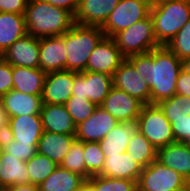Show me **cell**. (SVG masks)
<instances>
[{
    "instance_id": "1",
    "label": "cell",
    "mask_w": 190,
    "mask_h": 191,
    "mask_svg": "<svg viewBox=\"0 0 190 191\" xmlns=\"http://www.w3.org/2000/svg\"><path fill=\"white\" fill-rule=\"evenodd\" d=\"M126 59L149 85L151 104H158L176 94L181 59L166 46H160L148 53L131 55Z\"/></svg>"
},
{
    "instance_id": "2",
    "label": "cell",
    "mask_w": 190,
    "mask_h": 191,
    "mask_svg": "<svg viewBox=\"0 0 190 191\" xmlns=\"http://www.w3.org/2000/svg\"><path fill=\"white\" fill-rule=\"evenodd\" d=\"M24 17L27 33L39 39L61 36L75 24L71 12L44 0H29Z\"/></svg>"
},
{
    "instance_id": "3",
    "label": "cell",
    "mask_w": 190,
    "mask_h": 191,
    "mask_svg": "<svg viewBox=\"0 0 190 191\" xmlns=\"http://www.w3.org/2000/svg\"><path fill=\"white\" fill-rule=\"evenodd\" d=\"M62 36L66 45V70L80 73L86 70L91 53L105 34L101 26L75 23Z\"/></svg>"
},
{
    "instance_id": "4",
    "label": "cell",
    "mask_w": 190,
    "mask_h": 191,
    "mask_svg": "<svg viewBox=\"0 0 190 191\" xmlns=\"http://www.w3.org/2000/svg\"><path fill=\"white\" fill-rule=\"evenodd\" d=\"M150 16L157 42L166 46L190 19V0H163L151 7Z\"/></svg>"
},
{
    "instance_id": "5",
    "label": "cell",
    "mask_w": 190,
    "mask_h": 191,
    "mask_svg": "<svg viewBox=\"0 0 190 191\" xmlns=\"http://www.w3.org/2000/svg\"><path fill=\"white\" fill-rule=\"evenodd\" d=\"M112 39L125 58L131 55L148 53L161 46L157 42L153 20L150 15L115 34Z\"/></svg>"
},
{
    "instance_id": "6",
    "label": "cell",
    "mask_w": 190,
    "mask_h": 191,
    "mask_svg": "<svg viewBox=\"0 0 190 191\" xmlns=\"http://www.w3.org/2000/svg\"><path fill=\"white\" fill-rule=\"evenodd\" d=\"M137 130L158 150L175 142L172 126L157 104L143 106L136 120Z\"/></svg>"
},
{
    "instance_id": "7",
    "label": "cell",
    "mask_w": 190,
    "mask_h": 191,
    "mask_svg": "<svg viewBox=\"0 0 190 191\" xmlns=\"http://www.w3.org/2000/svg\"><path fill=\"white\" fill-rule=\"evenodd\" d=\"M189 186L181 174L157 159L142 169L137 181V191H181Z\"/></svg>"
},
{
    "instance_id": "8",
    "label": "cell",
    "mask_w": 190,
    "mask_h": 191,
    "mask_svg": "<svg viewBox=\"0 0 190 191\" xmlns=\"http://www.w3.org/2000/svg\"><path fill=\"white\" fill-rule=\"evenodd\" d=\"M150 9L151 7L143 0H120L101 28L105 36L113 37L134 23L147 18Z\"/></svg>"
},
{
    "instance_id": "9",
    "label": "cell",
    "mask_w": 190,
    "mask_h": 191,
    "mask_svg": "<svg viewBox=\"0 0 190 191\" xmlns=\"http://www.w3.org/2000/svg\"><path fill=\"white\" fill-rule=\"evenodd\" d=\"M112 87V76L107 74L86 70L74 72L72 95L87 98L97 107L102 105Z\"/></svg>"
},
{
    "instance_id": "10",
    "label": "cell",
    "mask_w": 190,
    "mask_h": 191,
    "mask_svg": "<svg viewBox=\"0 0 190 191\" xmlns=\"http://www.w3.org/2000/svg\"><path fill=\"white\" fill-rule=\"evenodd\" d=\"M145 104L125 91L112 87L101 107L121 123H134Z\"/></svg>"
},
{
    "instance_id": "11",
    "label": "cell",
    "mask_w": 190,
    "mask_h": 191,
    "mask_svg": "<svg viewBox=\"0 0 190 191\" xmlns=\"http://www.w3.org/2000/svg\"><path fill=\"white\" fill-rule=\"evenodd\" d=\"M113 87L125 91L141 102L151 104V91L133 65L125 59L112 75Z\"/></svg>"
},
{
    "instance_id": "12",
    "label": "cell",
    "mask_w": 190,
    "mask_h": 191,
    "mask_svg": "<svg viewBox=\"0 0 190 191\" xmlns=\"http://www.w3.org/2000/svg\"><path fill=\"white\" fill-rule=\"evenodd\" d=\"M125 59L112 37L104 36L91 53L86 71L112 76Z\"/></svg>"
},
{
    "instance_id": "13",
    "label": "cell",
    "mask_w": 190,
    "mask_h": 191,
    "mask_svg": "<svg viewBox=\"0 0 190 191\" xmlns=\"http://www.w3.org/2000/svg\"><path fill=\"white\" fill-rule=\"evenodd\" d=\"M118 123L115 117L98 106L89 118L76 125L75 138L82 142H99Z\"/></svg>"
},
{
    "instance_id": "14",
    "label": "cell",
    "mask_w": 190,
    "mask_h": 191,
    "mask_svg": "<svg viewBox=\"0 0 190 191\" xmlns=\"http://www.w3.org/2000/svg\"><path fill=\"white\" fill-rule=\"evenodd\" d=\"M73 85V71L63 70L46 73L42 93L43 104L64 105L72 96Z\"/></svg>"
},
{
    "instance_id": "15",
    "label": "cell",
    "mask_w": 190,
    "mask_h": 191,
    "mask_svg": "<svg viewBox=\"0 0 190 191\" xmlns=\"http://www.w3.org/2000/svg\"><path fill=\"white\" fill-rule=\"evenodd\" d=\"M40 39L28 33L15 41L1 57L12 66L39 68Z\"/></svg>"
},
{
    "instance_id": "16",
    "label": "cell",
    "mask_w": 190,
    "mask_h": 191,
    "mask_svg": "<svg viewBox=\"0 0 190 191\" xmlns=\"http://www.w3.org/2000/svg\"><path fill=\"white\" fill-rule=\"evenodd\" d=\"M66 45L63 36L40 38L39 68L45 72L66 70Z\"/></svg>"
},
{
    "instance_id": "17",
    "label": "cell",
    "mask_w": 190,
    "mask_h": 191,
    "mask_svg": "<svg viewBox=\"0 0 190 191\" xmlns=\"http://www.w3.org/2000/svg\"><path fill=\"white\" fill-rule=\"evenodd\" d=\"M120 0H80L74 15L75 23L102 26Z\"/></svg>"
},
{
    "instance_id": "18",
    "label": "cell",
    "mask_w": 190,
    "mask_h": 191,
    "mask_svg": "<svg viewBox=\"0 0 190 191\" xmlns=\"http://www.w3.org/2000/svg\"><path fill=\"white\" fill-rule=\"evenodd\" d=\"M104 168L99 174L109 178L138 181L143 167L127 152L118 155H105Z\"/></svg>"
},
{
    "instance_id": "19",
    "label": "cell",
    "mask_w": 190,
    "mask_h": 191,
    "mask_svg": "<svg viewBox=\"0 0 190 191\" xmlns=\"http://www.w3.org/2000/svg\"><path fill=\"white\" fill-rule=\"evenodd\" d=\"M157 160L190 183V143L174 142L157 150Z\"/></svg>"
},
{
    "instance_id": "20",
    "label": "cell",
    "mask_w": 190,
    "mask_h": 191,
    "mask_svg": "<svg viewBox=\"0 0 190 191\" xmlns=\"http://www.w3.org/2000/svg\"><path fill=\"white\" fill-rule=\"evenodd\" d=\"M0 102L9 117L40 114L43 105L42 96L25 94L14 89L4 94Z\"/></svg>"
},
{
    "instance_id": "21",
    "label": "cell",
    "mask_w": 190,
    "mask_h": 191,
    "mask_svg": "<svg viewBox=\"0 0 190 191\" xmlns=\"http://www.w3.org/2000/svg\"><path fill=\"white\" fill-rule=\"evenodd\" d=\"M40 117L44 131L76 135V125L64 105L43 104Z\"/></svg>"
},
{
    "instance_id": "22",
    "label": "cell",
    "mask_w": 190,
    "mask_h": 191,
    "mask_svg": "<svg viewBox=\"0 0 190 191\" xmlns=\"http://www.w3.org/2000/svg\"><path fill=\"white\" fill-rule=\"evenodd\" d=\"M8 124L15 141L38 146L39 139L44 132L40 114L9 117Z\"/></svg>"
},
{
    "instance_id": "23",
    "label": "cell",
    "mask_w": 190,
    "mask_h": 191,
    "mask_svg": "<svg viewBox=\"0 0 190 191\" xmlns=\"http://www.w3.org/2000/svg\"><path fill=\"white\" fill-rule=\"evenodd\" d=\"M75 140L72 135L44 131L39 139L38 153L60 165Z\"/></svg>"
},
{
    "instance_id": "24",
    "label": "cell",
    "mask_w": 190,
    "mask_h": 191,
    "mask_svg": "<svg viewBox=\"0 0 190 191\" xmlns=\"http://www.w3.org/2000/svg\"><path fill=\"white\" fill-rule=\"evenodd\" d=\"M12 76L14 90L42 96L46 73L40 68L13 66Z\"/></svg>"
},
{
    "instance_id": "25",
    "label": "cell",
    "mask_w": 190,
    "mask_h": 191,
    "mask_svg": "<svg viewBox=\"0 0 190 191\" xmlns=\"http://www.w3.org/2000/svg\"><path fill=\"white\" fill-rule=\"evenodd\" d=\"M0 159V190L29 183L26 161L19 160L3 150Z\"/></svg>"
},
{
    "instance_id": "26",
    "label": "cell",
    "mask_w": 190,
    "mask_h": 191,
    "mask_svg": "<svg viewBox=\"0 0 190 191\" xmlns=\"http://www.w3.org/2000/svg\"><path fill=\"white\" fill-rule=\"evenodd\" d=\"M136 131V122H119L106 134L105 137H103L102 140L99 141V145L104 155H118L119 153L126 152L128 143Z\"/></svg>"
},
{
    "instance_id": "27",
    "label": "cell",
    "mask_w": 190,
    "mask_h": 191,
    "mask_svg": "<svg viewBox=\"0 0 190 191\" xmlns=\"http://www.w3.org/2000/svg\"><path fill=\"white\" fill-rule=\"evenodd\" d=\"M26 34L23 14L0 12V56Z\"/></svg>"
},
{
    "instance_id": "28",
    "label": "cell",
    "mask_w": 190,
    "mask_h": 191,
    "mask_svg": "<svg viewBox=\"0 0 190 191\" xmlns=\"http://www.w3.org/2000/svg\"><path fill=\"white\" fill-rule=\"evenodd\" d=\"M86 180L79 174L60 167L56 169L40 184L39 191H80Z\"/></svg>"
},
{
    "instance_id": "29",
    "label": "cell",
    "mask_w": 190,
    "mask_h": 191,
    "mask_svg": "<svg viewBox=\"0 0 190 191\" xmlns=\"http://www.w3.org/2000/svg\"><path fill=\"white\" fill-rule=\"evenodd\" d=\"M126 152L132 154V157L143 168L157 159V149L153 144L138 130L130 139Z\"/></svg>"
},
{
    "instance_id": "30",
    "label": "cell",
    "mask_w": 190,
    "mask_h": 191,
    "mask_svg": "<svg viewBox=\"0 0 190 191\" xmlns=\"http://www.w3.org/2000/svg\"><path fill=\"white\" fill-rule=\"evenodd\" d=\"M29 183L40 185L58 166L47 156L36 153L26 161Z\"/></svg>"
},
{
    "instance_id": "31",
    "label": "cell",
    "mask_w": 190,
    "mask_h": 191,
    "mask_svg": "<svg viewBox=\"0 0 190 191\" xmlns=\"http://www.w3.org/2000/svg\"><path fill=\"white\" fill-rule=\"evenodd\" d=\"M86 183L93 191H137V182L129 179L93 175Z\"/></svg>"
},
{
    "instance_id": "32",
    "label": "cell",
    "mask_w": 190,
    "mask_h": 191,
    "mask_svg": "<svg viewBox=\"0 0 190 191\" xmlns=\"http://www.w3.org/2000/svg\"><path fill=\"white\" fill-rule=\"evenodd\" d=\"M84 162L86 167V181L93 175H99L104 168L105 155L99 142H84Z\"/></svg>"
},
{
    "instance_id": "33",
    "label": "cell",
    "mask_w": 190,
    "mask_h": 191,
    "mask_svg": "<svg viewBox=\"0 0 190 191\" xmlns=\"http://www.w3.org/2000/svg\"><path fill=\"white\" fill-rule=\"evenodd\" d=\"M83 153L84 142L75 140L59 166L73 173L79 174L86 180V167Z\"/></svg>"
},
{
    "instance_id": "34",
    "label": "cell",
    "mask_w": 190,
    "mask_h": 191,
    "mask_svg": "<svg viewBox=\"0 0 190 191\" xmlns=\"http://www.w3.org/2000/svg\"><path fill=\"white\" fill-rule=\"evenodd\" d=\"M75 125L89 118L97 106L87 98L71 96L64 104Z\"/></svg>"
},
{
    "instance_id": "35",
    "label": "cell",
    "mask_w": 190,
    "mask_h": 191,
    "mask_svg": "<svg viewBox=\"0 0 190 191\" xmlns=\"http://www.w3.org/2000/svg\"><path fill=\"white\" fill-rule=\"evenodd\" d=\"M157 105L168 120L170 118H179L184 116V114H190V97L180 94H175L171 98L162 100Z\"/></svg>"
},
{
    "instance_id": "36",
    "label": "cell",
    "mask_w": 190,
    "mask_h": 191,
    "mask_svg": "<svg viewBox=\"0 0 190 191\" xmlns=\"http://www.w3.org/2000/svg\"><path fill=\"white\" fill-rule=\"evenodd\" d=\"M166 47L181 60L190 57V19Z\"/></svg>"
},
{
    "instance_id": "37",
    "label": "cell",
    "mask_w": 190,
    "mask_h": 191,
    "mask_svg": "<svg viewBox=\"0 0 190 191\" xmlns=\"http://www.w3.org/2000/svg\"><path fill=\"white\" fill-rule=\"evenodd\" d=\"M175 142L190 143V114L180 116L179 118H170Z\"/></svg>"
},
{
    "instance_id": "38",
    "label": "cell",
    "mask_w": 190,
    "mask_h": 191,
    "mask_svg": "<svg viewBox=\"0 0 190 191\" xmlns=\"http://www.w3.org/2000/svg\"><path fill=\"white\" fill-rule=\"evenodd\" d=\"M37 147L38 146H34L32 144L18 143L17 141L13 140L9 143L8 146L4 147L2 150L11 154L19 160L28 161L38 152Z\"/></svg>"
},
{
    "instance_id": "39",
    "label": "cell",
    "mask_w": 190,
    "mask_h": 191,
    "mask_svg": "<svg viewBox=\"0 0 190 191\" xmlns=\"http://www.w3.org/2000/svg\"><path fill=\"white\" fill-rule=\"evenodd\" d=\"M13 66L0 56V98L13 89Z\"/></svg>"
},
{
    "instance_id": "40",
    "label": "cell",
    "mask_w": 190,
    "mask_h": 191,
    "mask_svg": "<svg viewBox=\"0 0 190 191\" xmlns=\"http://www.w3.org/2000/svg\"><path fill=\"white\" fill-rule=\"evenodd\" d=\"M29 0H0V12L25 14Z\"/></svg>"
},
{
    "instance_id": "41",
    "label": "cell",
    "mask_w": 190,
    "mask_h": 191,
    "mask_svg": "<svg viewBox=\"0 0 190 191\" xmlns=\"http://www.w3.org/2000/svg\"><path fill=\"white\" fill-rule=\"evenodd\" d=\"M176 94L190 97V74L181 70L176 84Z\"/></svg>"
},
{
    "instance_id": "42",
    "label": "cell",
    "mask_w": 190,
    "mask_h": 191,
    "mask_svg": "<svg viewBox=\"0 0 190 191\" xmlns=\"http://www.w3.org/2000/svg\"><path fill=\"white\" fill-rule=\"evenodd\" d=\"M52 6L63 8L75 15L80 0H44Z\"/></svg>"
},
{
    "instance_id": "43",
    "label": "cell",
    "mask_w": 190,
    "mask_h": 191,
    "mask_svg": "<svg viewBox=\"0 0 190 191\" xmlns=\"http://www.w3.org/2000/svg\"><path fill=\"white\" fill-rule=\"evenodd\" d=\"M13 140L14 137L10 125L6 124L0 127V148L3 149L4 147L8 146Z\"/></svg>"
},
{
    "instance_id": "44",
    "label": "cell",
    "mask_w": 190,
    "mask_h": 191,
    "mask_svg": "<svg viewBox=\"0 0 190 191\" xmlns=\"http://www.w3.org/2000/svg\"><path fill=\"white\" fill-rule=\"evenodd\" d=\"M0 191H39V190L37 185L27 183V184H21V185H13V186L1 189Z\"/></svg>"
},
{
    "instance_id": "45",
    "label": "cell",
    "mask_w": 190,
    "mask_h": 191,
    "mask_svg": "<svg viewBox=\"0 0 190 191\" xmlns=\"http://www.w3.org/2000/svg\"><path fill=\"white\" fill-rule=\"evenodd\" d=\"M9 116L7 112L3 109L2 103L0 102V127L8 124Z\"/></svg>"
},
{
    "instance_id": "46",
    "label": "cell",
    "mask_w": 190,
    "mask_h": 191,
    "mask_svg": "<svg viewBox=\"0 0 190 191\" xmlns=\"http://www.w3.org/2000/svg\"><path fill=\"white\" fill-rule=\"evenodd\" d=\"M181 70L190 74V57L181 60Z\"/></svg>"
},
{
    "instance_id": "47",
    "label": "cell",
    "mask_w": 190,
    "mask_h": 191,
    "mask_svg": "<svg viewBox=\"0 0 190 191\" xmlns=\"http://www.w3.org/2000/svg\"><path fill=\"white\" fill-rule=\"evenodd\" d=\"M143 1H145L150 7H152L159 4L163 0H143Z\"/></svg>"
},
{
    "instance_id": "48",
    "label": "cell",
    "mask_w": 190,
    "mask_h": 191,
    "mask_svg": "<svg viewBox=\"0 0 190 191\" xmlns=\"http://www.w3.org/2000/svg\"><path fill=\"white\" fill-rule=\"evenodd\" d=\"M80 191H93L91 187L86 183Z\"/></svg>"
},
{
    "instance_id": "49",
    "label": "cell",
    "mask_w": 190,
    "mask_h": 191,
    "mask_svg": "<svg viewBox=\"0 0 190 191\" xmlns=\"http://www.w3.org/2000/svg\"><path fill=\"white\" fill-rule=\"evenodd\" d=\"M181 191H190V186L186 190H181Z\"/></svg>"
}]
</instances>
